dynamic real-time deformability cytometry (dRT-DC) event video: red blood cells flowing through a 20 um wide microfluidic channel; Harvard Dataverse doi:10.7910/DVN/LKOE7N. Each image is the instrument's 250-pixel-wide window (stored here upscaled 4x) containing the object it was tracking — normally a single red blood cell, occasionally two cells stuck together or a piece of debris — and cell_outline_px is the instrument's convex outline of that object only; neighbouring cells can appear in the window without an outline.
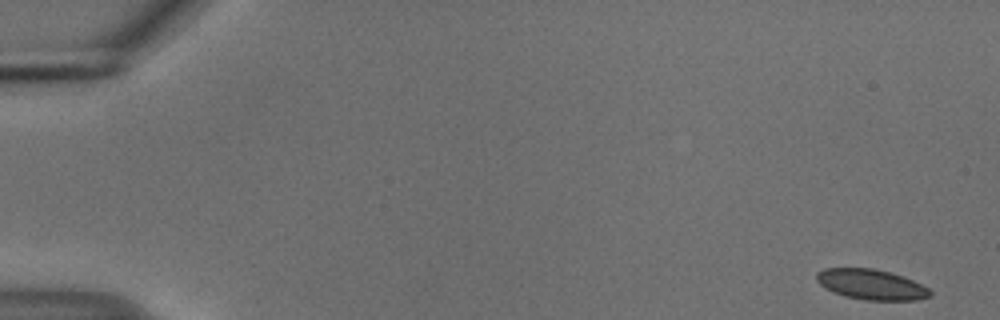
{"species": "common noctule bat (a hibernating species)", "species_latin": "Nyctalus noctula", "temperature_condition": "cold", "stored_images_in_passage": 55, "camera_frame_rate_fps": 3000, "um_per_image_px": 0.085, "animal": {"sex": "male", "body_mass_g": 18.8}, "frame": {"image": 1, "passage_image": 1, "time_ms": 0.0, "image_size_px": [1000, 320], "cell_outline_px": [[932, 296], [916, 300], [864, 300], [844, 296], [832, 292], [824, 288], [816, 280], [816, 272], [824, 268], [872, 268], [888, 272], [912, 280], [928, 288], [932, 292]], "centroid_in_image_um": [74.01, 24.19], "position_along_channel_um": 11.0, "area_um2": 20.06}}
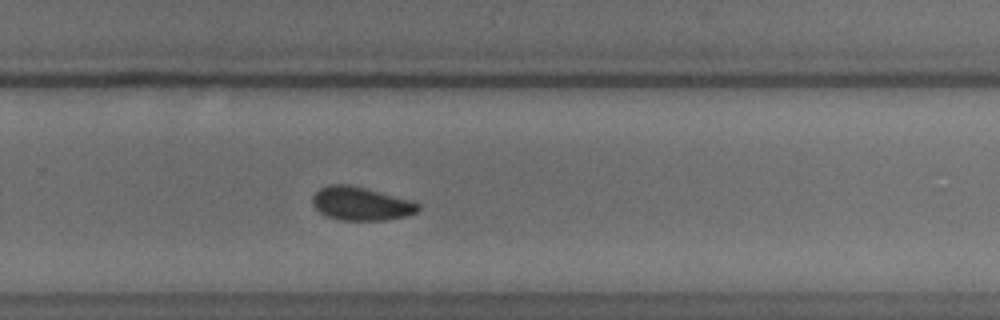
{"frame": {"image": 2, "passage_image": 36, "time_ms": 11.667, "image_size_px": [1000, 320], "cell_outline_px": [[420, 208], [416, 212], [408, 216], [388, 220], [344, 220], [328, 216], [320, 212], [312, 204], [312, 196], [320, 188], [328, 184], [348, 184], [416, 200], [420, 204]], "centroid_in_image_um": [30.74, 17.3], "position_along_channel_um": 299.1, "area_um2": 20.87}}
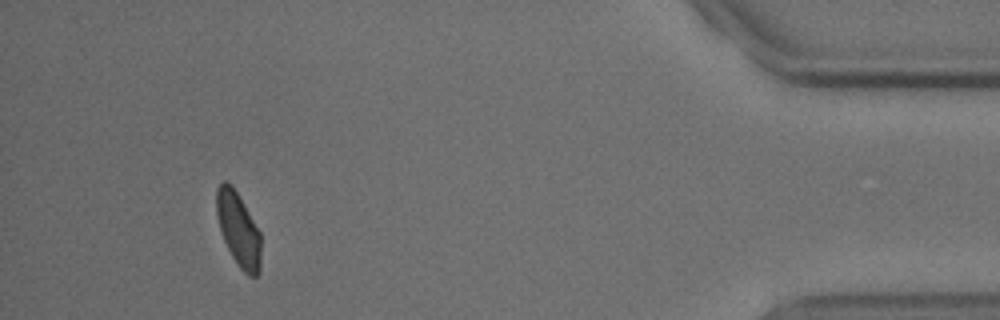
{"frame": {"image": 3, "passage_image": 50, "time_ms": 16.333, "image_size_px": [1000, 320], "cell_outline_px": [[260, 272], [256, 276], [248, 276], [240, 268], [232, 256], [224, 240], [220, 228], [216, 212], [216, 188], [224, 180], [232, 184], [260, 232]], "centroid_in_image_um": [20.26, 19.49], "position_along_channel_um": 414.9, "area_um2": 18.96}, "authors_computed_cell_mechanics": {"area_um2": 20.4612, "velocity_mm_per_s": 3.7108, "shape_relaxation_time_tau1_ms": 3.1211, "shape_relaxation_time_tau2_ms": null, "deformation_change_tau1": 0.0709, "deformation_change_tau2": null}}